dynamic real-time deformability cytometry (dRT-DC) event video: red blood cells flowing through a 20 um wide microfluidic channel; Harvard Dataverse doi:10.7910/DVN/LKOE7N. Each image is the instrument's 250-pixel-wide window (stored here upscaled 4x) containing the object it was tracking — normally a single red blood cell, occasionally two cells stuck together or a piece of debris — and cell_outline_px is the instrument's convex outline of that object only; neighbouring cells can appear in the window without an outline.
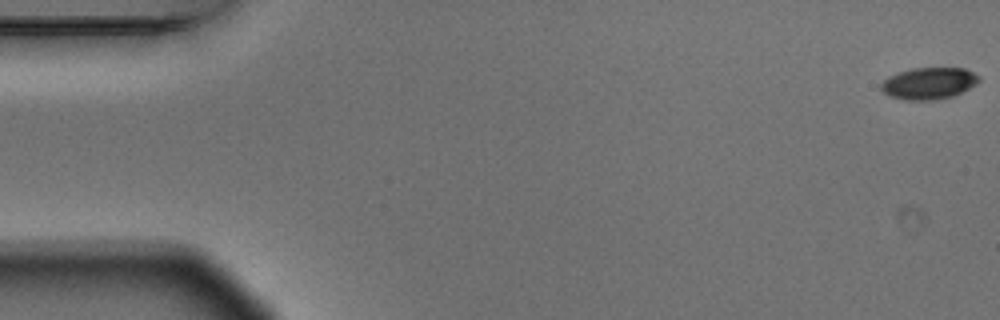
{"species": "Egyptian fruit bat (a non-hibernating species)", "species_latin": "Rousettus aegyptiacus", "temperature_condition": "warm", "stored_images_in_passage": 5, "camera_frame_rate_fps": 3000, "um_per_image_px": 0.085, "animal": {"sex": "male"}, "frame": {"image": 1, "passage_image": 1, "time_ms": 0.0, "image_size_px": [1000, 320], "cell_outline_px": [[980, 80], [976, 84], [952, 96], [932, 100], [904, 100], [888, 96], [880, 88], [880, 84], [888, 76], [912, 68], [964, 68], [980, 76]], "centroid_in_image_um": [78.92, 7.08], "position_along_channel_um": 6.1, "area_um2": 18.03}}
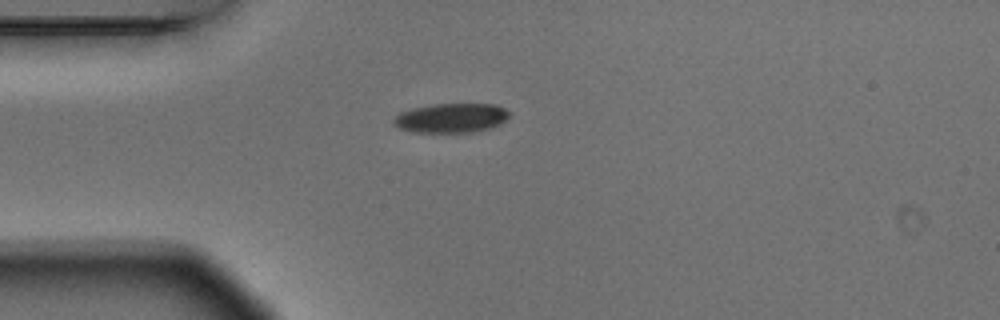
{"frame": {"image": 2, "passage_image": 5, "time_ms": 1.333, "image_size_px": [1000, 320], "cell_outline_px": [[512, 112], [500, 124], [488, 128], [472, 132], [412, 132], [396, 128], [392, 124], [392, 120], [400, 112], [412, 108], [436, 104], [496, 104]], "centroid_in_image_um": [38.31, 10.03], "position_along_channel_um": 46.7, "area_um2": 19.88}}